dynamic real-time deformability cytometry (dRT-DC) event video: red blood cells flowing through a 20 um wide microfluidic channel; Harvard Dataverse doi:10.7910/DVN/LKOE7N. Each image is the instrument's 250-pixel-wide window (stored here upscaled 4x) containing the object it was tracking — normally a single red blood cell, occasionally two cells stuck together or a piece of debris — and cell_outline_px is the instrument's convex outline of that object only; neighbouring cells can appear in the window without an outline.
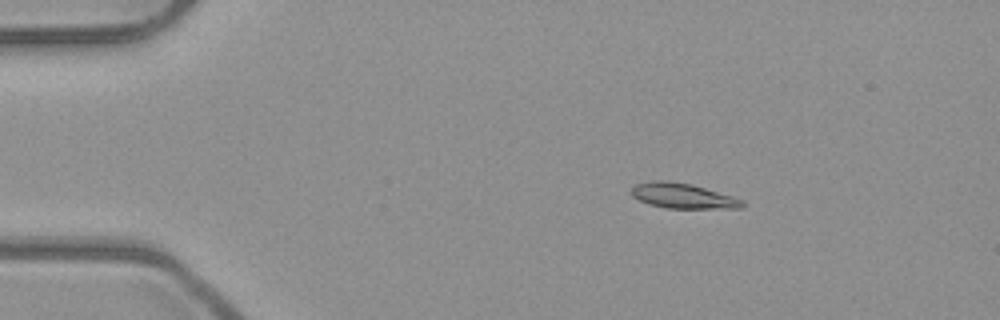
{"species": "common noctule bat (a hibernating species)", "species_latin": "Nyctalus noctula", "temperature_condition": "room temperature", "stored_images_in_passage": 4, "camera_frame_rate_fps": 3000, "um_per_image_px": 0.085, "animal": {"sex": "male", "body_mass_g": 23.1, "forearm_length_mm": 52.7}, "frame": {"image": 1, "passage_image": 2, "time_ms": 0.333, "image_size_px": [1000, 320], "cell_outline_px": [[744, 208], [668, 208], [652, 204], [640, 200], [632, 196], [632, 188], [636, 184], [652, 180], [664, 180], [692, 184], [732, 196], [744, 200]], "centroid_in_image_um": [58.07, 16.64], "position_along_channel_um": 26.9, "area_um2": 16.07}}